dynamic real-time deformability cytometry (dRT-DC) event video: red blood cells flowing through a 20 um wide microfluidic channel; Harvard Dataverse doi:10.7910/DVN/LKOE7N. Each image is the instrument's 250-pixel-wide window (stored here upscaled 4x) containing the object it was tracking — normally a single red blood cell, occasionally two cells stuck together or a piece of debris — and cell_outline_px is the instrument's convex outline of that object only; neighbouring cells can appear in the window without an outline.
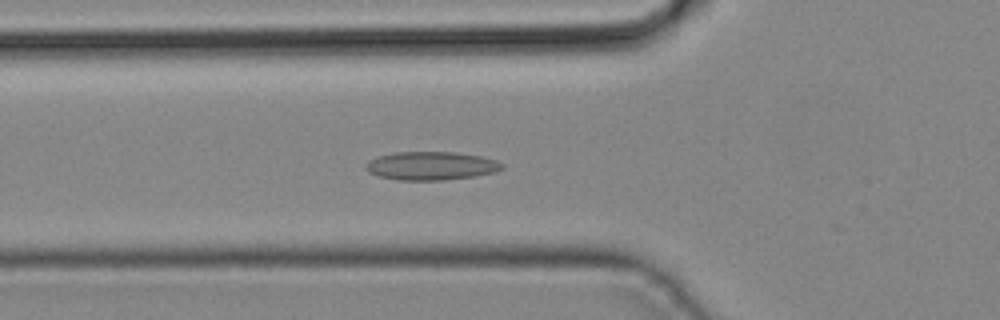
{"species": "common noctule bat (a hibernating species)", "species_latin": "Nyctalus noctula", "temperature_condition": "cold", "stored_images_in_passage": 18, "camera_frame_rate_fps": 3000, "um_per_image_px": 0.085, "animal": {"sex": "male", "body_mass_g": 19.2, "forearm_length_mm": 51.8}, "frame": {"image": 1, "passage_image": 12, "time_ms": 3.667, "image_size_px": [1000, 320], "cell_outline_px": [[504, 168], [496, 172], [476, 176], [444, 180], [400, 180], [380, 176], [368, 172], [364, 168], [368, 160], [380, 156], [396, 152], [456, 152], [480, 156], [496, 160], [504, 164]], "centroid_in_image_um": [36.68, 14.1], "position_along_channel_um": 89.1, "area_um2": 22.6}}
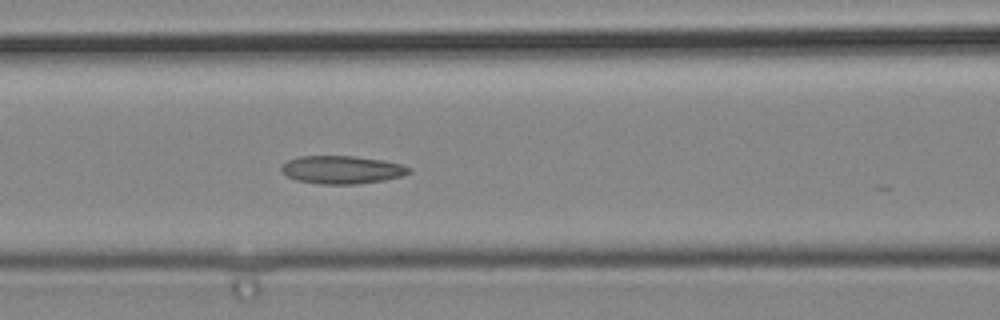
{"frame": {"image": 2, "passage_image": 15, "time_ms": 4.667, "image_size_px": [1000, 320], "cell_outline_px": [[412, 172], [404, 176], [384, 180], [356, 184], [320, 184], [296, 180], [288, 176], [280, 168], [288, 160], [300, 156], [352, 156], [384, 160], [400, 164], [412, 168]], "centroid_in_image_um": [29.11, 14.43], "position_along_channel_um": 137.5, "area_um2": 20.81}}
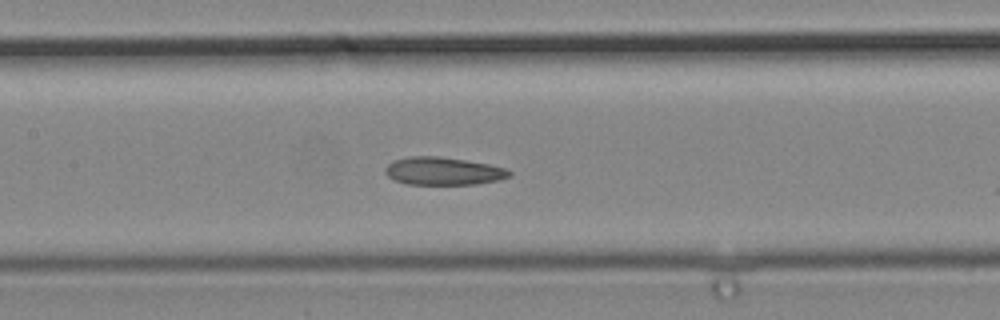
{"frame": {"image": 3, "passage_image": 17, "time_ms": 5.333, "image_size_px": [1000, 320], "cell_outline_px": [[512, 176], [500, 180], [476, 184], [408, 184], [396, 180], [388, 176], [384, 172], [384, 168], [392, 160], [412, 156], [440, 156], [488, 164], [504, 168], [512, 172]], "centroid_in_image_um": [37.68, 14.54], "position_along_channel_um": 169.7, "area_um2": 20.11}}